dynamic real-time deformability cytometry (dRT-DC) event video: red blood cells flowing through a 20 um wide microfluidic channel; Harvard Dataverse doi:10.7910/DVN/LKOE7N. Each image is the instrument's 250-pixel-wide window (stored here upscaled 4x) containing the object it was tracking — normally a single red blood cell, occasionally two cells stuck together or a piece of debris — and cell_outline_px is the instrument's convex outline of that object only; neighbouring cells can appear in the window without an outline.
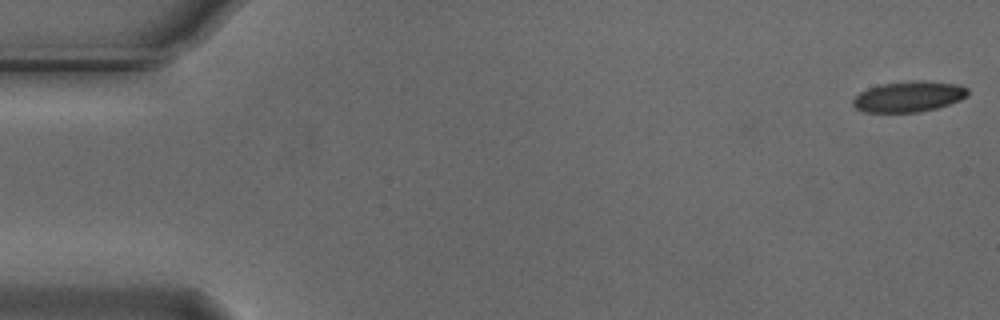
{"species": "Egyptian fruit bat (a non-hibernating species)", "species_latin": "Rousettus aegyptiacus", "temperature_condition": "cold", "stored_images_in_passage": 55, "camera_frame_rate_fps": 3000, "um_per_image_px": 0.085, "animal": {"sex": "male"}, "frame": {"image": 1, "passage_image": 1, "time_ms": 0.0, "image_size_px": [1000, 320], "cell_outline_px": [[968, 96], [960, 100], [936, 108], [920, 112], [864, 112], [856, 108], [852, 104], [852, 100], [860, 92], [868, 88], [880, 84], [916, 80], [956, 84], [968, 88]], "centroid_in_image_um": [77.23, 8.21], "position_along_channel_um": 7.8, "area_um2": 20.46}}
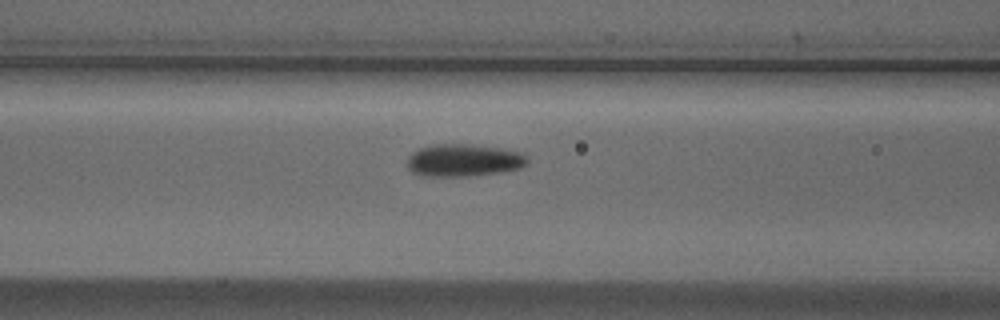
{"frame": {"image": 2, "passage_image": 22, "time_ms": 7.0, "image_size_px": [1000, 320], "cell_outline_px": [[528, 164], [520, 168], [500, 172], [468, 176], [428, 176], [412, 172], [408, 168], [408, 156], [412, 152], [420, 148], [432, 144], [472, 144], [500, 148], [524, 152], [528, 156]], "centroid_in_image_um": [39.45, 13.61], "position_along_channel_um": 127.1, "area_um2": 22.89}}
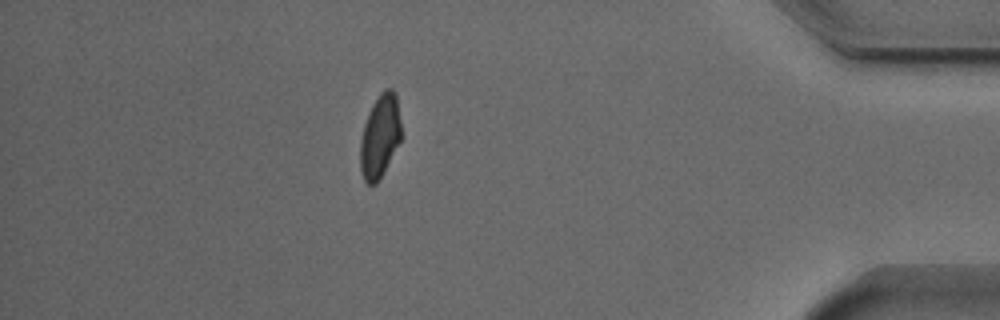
{"frame": {"image": 3, "passage_image": 48, "time_ms": 15.667, "image_size_px": [1000, 320], "cell_outline_px": [[400, 140], [376, 184], [368, 184], [364, 180], [360, 172], [360, 140], [364, 124], [372, 104], [380, 92], [384, 88], [392, 88], [396, 92], [400, 120]], "centroid_in_image_um": [32.27, 11.53], "position_along_channel_um": 402.9, "area_um2": 19.65}, "authors_computed_cell_mechanics": {"area_um2": 21.1548, "velocity_mm_per_s": 3.7207, "shape_relaxation_time_tau1_ms": 3.3488, "shape_relaxation_time_tau2_ms": 3.2241, "deformation_change_tau1": 0.1101, "deformation_change_tau2": 0.0809}}